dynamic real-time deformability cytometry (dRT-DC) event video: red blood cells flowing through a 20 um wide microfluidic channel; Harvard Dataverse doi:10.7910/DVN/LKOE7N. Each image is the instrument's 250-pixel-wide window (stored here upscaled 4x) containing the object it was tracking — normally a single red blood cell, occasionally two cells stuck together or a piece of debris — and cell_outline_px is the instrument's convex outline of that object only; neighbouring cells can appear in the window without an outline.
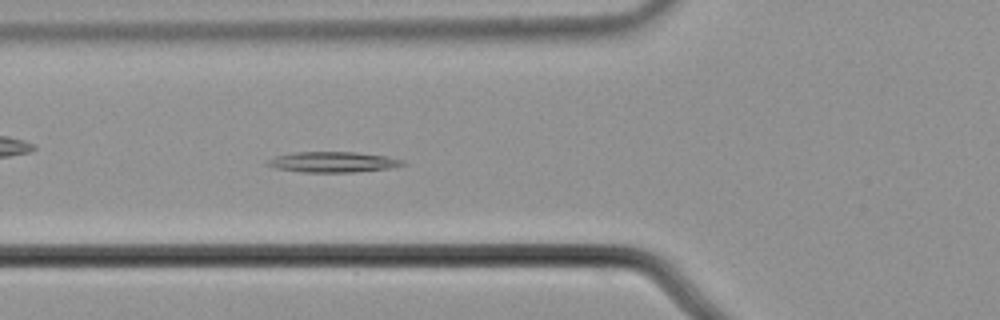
{"species": "common noctule bat (a hibernating species)", "species_latin": "Nyctalus noctula", "temperature_condition": "cold", "stored_images_in_passage": 46, "camera_frame_rate_fps": 3000, "um_per_image_px": 0.085, "animal": {"sex": "male", "body_mass_g": 21.5, "forearm_length_mm": 52.0}, "frame": {"image": 1, "passage_image": 11, "time_ms": 3.333, "image_size_px": [1000, 320], "cell_outline_px": [[408, 164], [392, 168], [352, 172], [300, 172], [276, 168], [264, 164], [268, 160], [276, 156], [296, 152], [356, 152], [388, 156], [404, 160]], "centroid_in_image_um": [28.35, 13.77], "position_along_channel_um": 97.5, "area_um2": 16.3}}
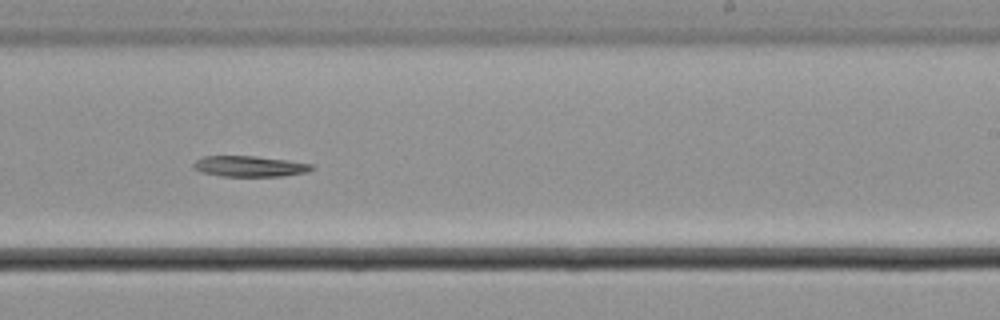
{"frame": {"image": 2, "passage_image": 25, "time_ms": 8.0, "image_size_px": [1000, 320], "cell_outline_px": [[316, 168], [308, 172], [284, 176], [220, 176], [200, 172], [192, 168], [192, 164], [196, 160], [204, 156], [256, 156], [288, 160], [312, 164]], "centroid_in_image_um": [21.22, 14.14], "position_along_channel_um": 267.8, "area_um2": 14.51}}
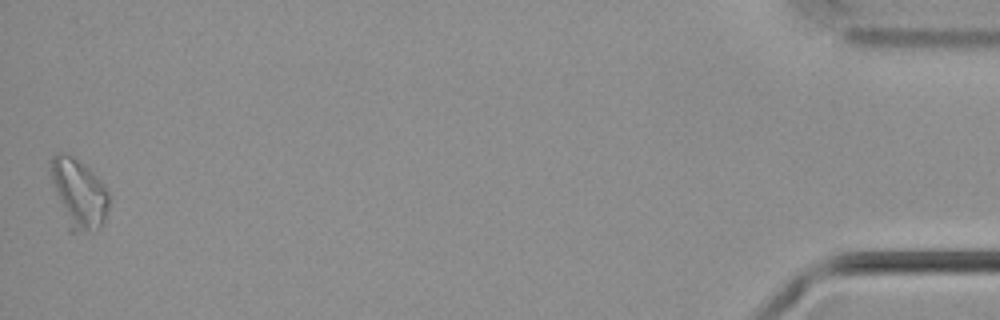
{"frame": {"image": 3, "passage_image": 46, "time_ms": 15.0, "image_size_px": [1000, 320], "cell_outline_px": [[108, 208], [104, 220], [100, 228], [72, 232], [68, 232], [48, 168], [48, 160], [56, 152], [60, 152], [76, 160], [88, 168], [100, 180], [108, 192]], "centroid_in_image_um": [6.65, 16.45], "position_along_channel_um": 428.6, "area_um2": 23.29}}